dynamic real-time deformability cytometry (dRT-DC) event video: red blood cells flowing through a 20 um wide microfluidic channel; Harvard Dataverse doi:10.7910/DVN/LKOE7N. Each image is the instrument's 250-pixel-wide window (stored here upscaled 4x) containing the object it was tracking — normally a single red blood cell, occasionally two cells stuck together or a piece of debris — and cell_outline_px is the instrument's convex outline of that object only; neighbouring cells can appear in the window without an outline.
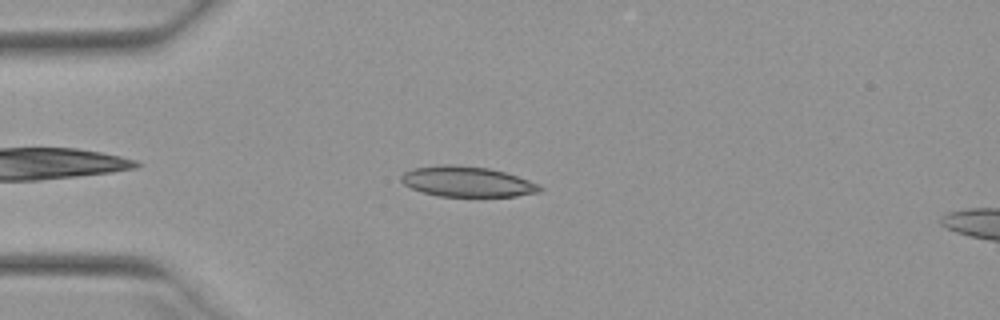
{"species": "Egyptian fruit bat (a non-hibernating species)", "species_latin": "Rousettus aegyptiacus", "temperature_condition": "warm", "stored_images_in_passage": 44, "camera_frame_rate_fps": 3000, "um_per_image_px": 0.085, "animal": {"sex": "female"}, "frame": {"image": 1, "passage_image": 6, "time_ms": 1.667, "image_size_px": [1000, 320], "cell_outline_px": [[544, 188], [540, 192], [516, 196], [436, 196], [412, 188], [404, 184], [400, 180], [400, 176], [404, 172], [412, 168], [444, 164], [456, 164], [488, 168], [504, 172], [528, 180]], "centroid_in_image_um": [39.67, 15.43], "position_along_channel_um": 45.3, "area_um2": 24.45}}
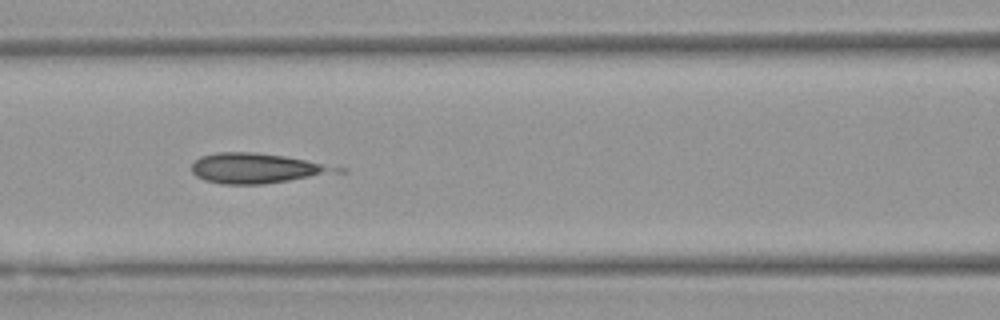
{"frame": {"image": 2, "passage_image": 15, "time_ms": 4.667, "image_size_px": [1000, 320], "cell_outline_px": [[348, 172], [264, 184], [224, 184], [204, 180], [196, 176], [192, 172], [192, 164], [200, 156], [216, 152], [256, 152], [284, 156], [348, 168]], "centroid_in_image_um": [21.92, 14.3], "position_along_channel_um": 144.7, "area_um2": 25.78}}
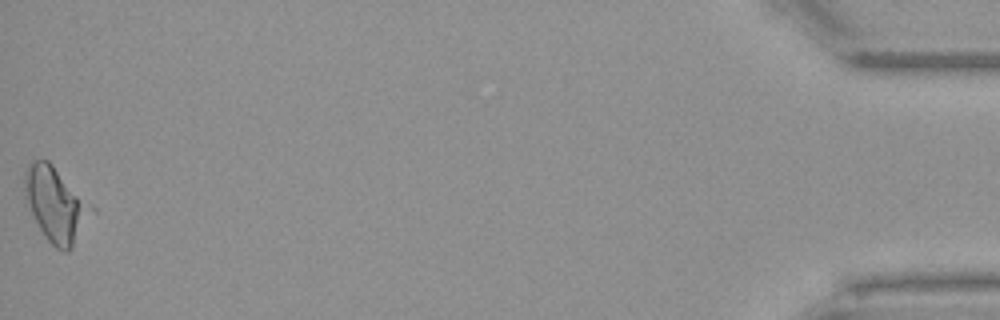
{"frame": {"image": 3, "passage_image": 44, "time_ms": 14.333, "image_size_px": [1000, 320], "cell_outline_px": [[84, 212], [72, 248], [68, 252], [64, 252], [56, 248], [44, 236], [24, 196], [24, 172], [28, 164], [32, 160], [48, 160], [52, 164], [76, 196], [84, 208]], "centroid_in_image_um": [4.48, 17.35], "position_along_channel_um": 430.7, "area_um2": 25.49}, "authors_computed_cell_mechanics": {"area_um2": 24.854, "velocity_mm_per_s": 3.9455, "shape_relaxation_time_tau1_ms": 9.9618, "shape_relaxation_time_tau2_ms": null, "deformation_change_tau1": null, "deformation_change_tau2": null}}